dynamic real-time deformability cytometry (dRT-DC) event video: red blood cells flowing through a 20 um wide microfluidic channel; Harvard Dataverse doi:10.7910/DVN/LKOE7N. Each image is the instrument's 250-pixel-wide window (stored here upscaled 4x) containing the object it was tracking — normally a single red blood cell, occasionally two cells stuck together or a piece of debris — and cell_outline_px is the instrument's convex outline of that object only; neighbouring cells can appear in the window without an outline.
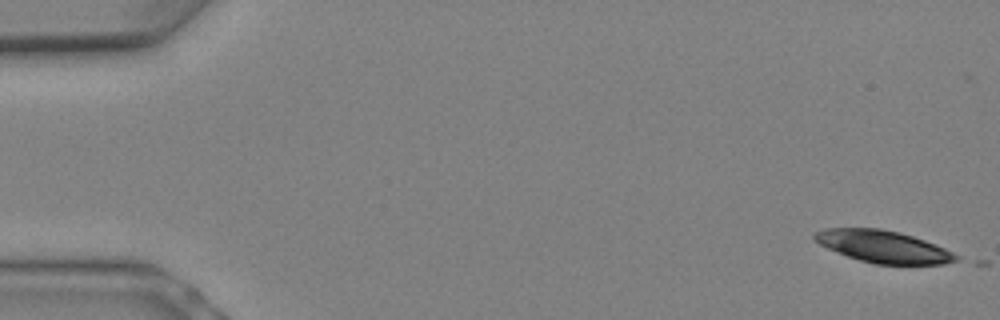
{"species": "Egyptian fruit bat (a non-hibernating species)", "species_latin": "Rousettus aegyptiacus", "temperature_condition": "warm", "stored_images_in_passage": 5, "camera_frame_rate_fps": 3000, "um_per_image_px": 0.085, "animal": {"sex": "female"}, "frame": {"image": 1, "passage_image": 1, "time_ms": 0.0, "image_size_px": [1000, 320], "cell_outline_px": [[960, 260], [944, 264], [876, 264], [860, 260], [836, 252], [812, 240], [812, 236], [816, 232], [824, 228], [880, 228], [900, 232], [936, 244], [960, 256]], "centroid_in_image_um": [75.08, 20.95], "position_along_channel_um": 9.9, "area_um2": 26.53}}